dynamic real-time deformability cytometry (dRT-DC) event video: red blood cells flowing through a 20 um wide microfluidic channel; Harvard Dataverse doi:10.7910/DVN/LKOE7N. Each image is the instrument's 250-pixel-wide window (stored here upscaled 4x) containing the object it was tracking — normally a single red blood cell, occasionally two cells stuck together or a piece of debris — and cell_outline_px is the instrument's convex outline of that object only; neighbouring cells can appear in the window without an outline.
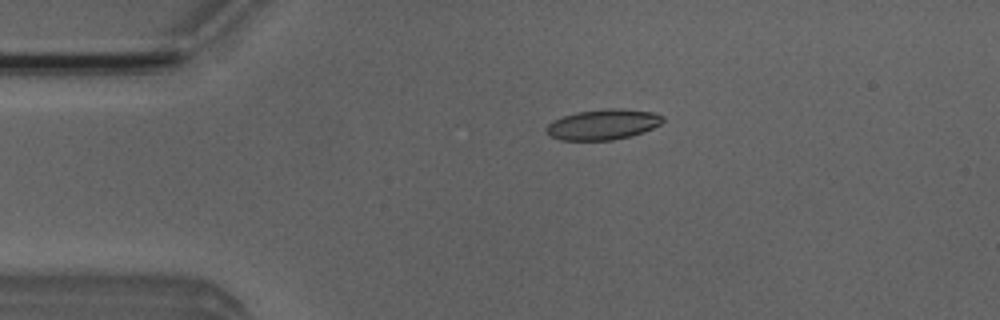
{"species": "Egyptian fruit bat (a non-hibernating species)", "species_latin": "Rousettus aegyptiacus", "temperature_condition": "room temperature", "stored_images_in_passage": 2, "camera_frame_rate_fps": 3000, "um_per_image_px": 0.085, "animal": {"sex": "male"}, "frame": {"image": 1, "passage_image": 2, "time_ms": 1.0, "image_size_px": [1000, 320], "cell_outline_px": [[664, 120], [660, 124], [644, 132], [632, 136], [612, 140], [560, 140], [552, 136], [544, 128], [548, 124], [564, 116], [576, 112], [604, 108], [620, 108], [652, 112], [664, 116]], "centroid_in_image_um": [51.29, 10.57], "position_along_channel_um": 33.7, "area_um2": 20.63}}